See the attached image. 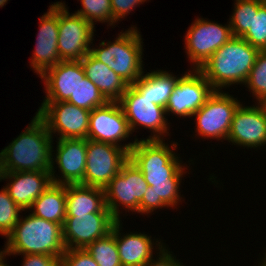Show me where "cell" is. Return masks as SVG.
Segmentation results:
<instances>
[{"mask_svg": "<svg viewBox=\"0 0 266 266\" xmlns=\"http://www.w3.org/2000/svg\"><path fill=\"white\" fill-rule=\"evenodd\" d=\"M170 143L169 146L165 143V139L146 140L144 138L137 140L129 152V159L143 173L149 185L139 203L141 215H150L158 208L175 209L183 201L180 185L188 168L174 152L179 145L178 142Z\"/></svg>", "mask_w": 266, "mask_h": 266, "instance_id": "1", "label": "cell"}, {"mask_svg": "<svg viewBox=\"0 0 266 266\" xmlns=\"http://www.w3.org/2000/svg\"><path fill=\"white\" fill-rule=\"evenodd\" d=\"M53 138L35 115L28 126L0 152V172L50 171Z\"/></svg>", "mask_w": 266, "mask_h": 266, "instance_id": "2", "label": "cell"}, {"mask_svg": "<svg viewBox=\"0 0 266 266\" xmlns=\"http://www.w3.org/2000/svg\"><path fill=\"white\" fill-rule=\"evenodd\" d=\"M259 52L242 37H232L199 70L215 91L244 85Z\"/></svg>", "mask_w": 266, "mask_h": 266, "instance_id": "3", "label": "cell"}, {"mask_svg": "<svg viewBox=\"0 0 266 266\" xmlns=\"http://www.w3.org/2000/svg\"><path fill=\"white\" fill-rule=\"evenodd\" d=\"M20 216L12 232L6 237L8 256L23 254H47L62 258L66 247L62 224L47 221L32 213Z\"/></svg>", "mask_w": 266, "mask_h": 266, "instance_id": "4", "label": "cell"}, {"mask_svg": "<svg viewBox=\"0 0 266 266\" xmlns=\"http://www.w3.org/2000/svg\"><path fill=\"white\" fill-rule=\"evenodd\" d=\"M143 40L134 25L120 32L113 42L101 41L99 47L91 46L90 53L119 75L128 85L134 84L144 74Z\"/></svg>", "mask_w": 266, "mask_h": 266, "instance_id": "5", "label": "cell"}, {"mask_svg": "<svg viewBox=\"0 0 266 266\" xmlns=\"http://www.w3.org/2000/svg\"><path fill=\"white\" fill-rule=\"evenodd\" d=\"M129 123L131 132L140 126L152 132L146 140H163L169 133L171 125L168 123L166 109L152 103V100L142 94L133 86L127 90L118 101ZM139 126V127H138Z\"/></svg>", "mask_w": 266, "mask_h": 266, "instance_id": "6", "label": "cell"}, {"mask_svg": "<svg viewBox=\"0 0 266 266\" xmlns=\"http://www.w3.org/2000/svg\"><path fill=\"white\" fill-rule=\"evenodd\" d=\"M148 186L143 173L128 159L120 172L104 188L106 207L117 220H121V206L126 212L139 213V203Z\"/></svg>", "mask_w": 266, "mask_h": 266, "instance_id": "7", "label": "cell"}, {"mask_svg": "<svg viewBox=\"0 0 266 266\" xmlns=\"http://www.w3.org/2000/svg\"><path fill=\"white\" fill-rule=\"evenodd\" d=\"M65 2L58 1V53L61 61H80L91 49L95 26L72 13Z\"/></svg>", "mask_w": 266, "mask_h": 266, "instance_id": "8", "label": "cell"}, {"mask_svg": "<svg viewBox=\"0 0 266 266\" xmlns=\"http://www.w3.org/2000/svg\"><path fill=\"white\" fill-rule=\"evenodd\" d=\"M241 102L228 92L214 91L205 104L191 117H195V135L217 141H227L234 113Z\"/></svg>", "mask_w": 266, "mask_h": 266, "instance_id": "9", "label": "cell"}, {"mask_svg": "<svg viewBox=\"0 0 266 266\" xmlns=\"http://www.w3.org/2000/svg\"><path fill=\"white\" fill-rule=\"evenodd\" d=\"M222 25L215 21L197 17L184 36V49L190 60L191 69H200L202 65L232 37L229 22Z\"/></svg>", "mask_w": 266, "mask_h": 266, "instance_id": "10", "label": "cell"}, {"mask_svg": "<svg viewBox=\"0 0 266 266\" xmlns=\"http://www.w3.org/2000/svg\"><path fill=\"white\" fill-rule=\"evenodd\" d=\"M90 112L67 101L42 102L36 115L45 123L52 138L56 133L57 140L87 139Z\"/></svg>", "mask_w": 266, "mask_h": 266, "instance_id": "11", "label": "cell"}, {"mask_svg": "<svg viewBox=\"0 0 266 266\" xmlns=\"http://www.w3.org/2000/svg\"><path fill=\"white\" fill-rule=\"evenodd\" d=\"M83 185L104 189L129 159V152L104 142L87 139Z\"/></svg>", "mask_w": 266, "mask_h": 266, "instance_id": "12", "label": "cell"}, {"mask_svg": "<svg viewBox=\"0 0 266 266\" xmlns=\"http://www.w3.org/2000/svg\"><path fill=\"white\" fill-rule=\"evenodd\" d=\"M131 134L133 133L119 102H107L90 112L87 139L110 143L130 152L138 139L134 138L128 144L122 142L128 140Z\"/></svg>", "mask_w": 266, "mask_h": 266, "instance_id": "13", "label": "cell"}, {"mask_svg": "<svg viewBox=\"0 0 266 266\" xmlns=\"http://www.w3.org/2000/svg\"><path fill=\"white\" fill-rule=\"evenodd\" d=\"M214 91L199 69H189L179 77L167 102L166 114L190 118Z\"/></svg>", "mask_w": 266, "mask_h": 266, "instance_id": "14", "label": "cell"}, {"mask_svg": "<svg viewBox=\"0 0 266 266\" xmlns=\"http://www.w3.org/2000/svg\"><path fill=\"white\" fill-rule=\"evenodd\" d=\"M56 142V150H53L52 146L51 156L50 174L52 183L83 185L86 169L87 139H59ZM57 168L60 176L55 173Z\"/></svg>", "mask_w": 266, "mask_h": 266, "instance_id": "15", "label": "cell"}, {"mask_svg": "<svg viewBox=\"0 0 266 266\" xmlns=\"http://www.w3.org/2000/svg\"><path fill=\"white\" fill-rule=\"evenodd\" d=\"M227 141L232 145L260 149L266 145V109L262 103L240 104L231 122Z\"/></svg>", "mask_w": 266, "mask_h": 266, "instance_id": "16", "label": "cell"}, {"mask_svg": "<svg viewBox=\"0 0 266 266\" xmlns=\"http://www.w3.org/2000/svg\"><path fill=\"white\" fill-rule=\"evenodd\" d=\"M116 221L111 213L66 216L62 226L66 249H85L95 240L110 233Z\"/></svg>", "mask_w": 266, "mask_h": 266, "instance_id": "17", "label": "cell"}, {"mask_svg": "<svg viewBox=\"0 0 266 266\" xmlns=\"http://www.w3.org/2000/svg\"><path fill=\"white\" fill-rule=\"evenodd\" d=\"M39 31L30 66L39 77L49 68L56 66L61 60L58 53V2L49 6L39 18Z\"/></svg>", "mask_w": 266, "mask_h": 266, "instance_id": "18", "label": "cell"}, {"mask_svg": "<svg viewBox=\"0 0 266 266\" xmlns=\"http://www.w3.org/2000/svg\"><path fill=\"white\" fill-rule=\"evenodd\" d=\"M6 179L9 183L4 187L23 211L52 184L50 171L0 172V181Z\"/></svg>", "mask_w": 266, "mask_h": 266, "instance_id": "19", "label": "cell"}, {"mask_svg": "<svg viewBox=\"0 0 266 266\" xmlns=\"http://www.w3.org/2000/svg\"><path fill=\"white\" fill-rule=\"evenodd\" d=\"M84 77L80 61H60L40 76L46 94L43 102L67 101Z\"/></svg>", "mask_w": 266, "mask_h": 266, "instance_id": "20", "label": "cell"}, {"mask_svg": "<svg viewBox=\"0 0 266 266\" xmlns=\"http://www.w3.org/2000/svg\"><path fill=\"white\" fill-rule=\"evenodd\" d=\"M122 228V221L117 220L116 245L122 266H144L154 257L153 250L159 251L164 246L163 242L158 239L155 241L151 235L145 233L130 232L123 235L120 233Z\"/></svg>", "mask_w": 266, "mask_h": 266, "instance_id": "21", "label": "cell"}, {"mask_svg": "<svg viewBox=\"0 0 266 266\" xmlns=\"http://www.w3.org/2000/svg\"><path fill=\"white\" fill-rule=\"evenodd\" d=\"M85 76L92 81L108 102H118L129 86L107 65L90 52L80 60Z\"/></svg>", "mask_w": 266, "mask_h": 266, "instance_id": "22", "label": "cell"}, {"mask_svg": "<svg viewBox=\"0 0 266 266\" xmlns=\"http://www.w3.org/2000/svg\"><path fill=\"white\" fill-rule=\"evenodd\" d=\"M89 213H111L106 207L104 189L82 184L66 185V216Z\"/></svg>", "mask_w": 266, "mask_h": 266, "instance_id": "23", "label": "cell"}, {"mask_svg": "<svg viewBox=\"0 0 266 266\" xmlns=\"http://www.w3.org/2000/svg\"><path fill=\"white\" fill-rule=\"evenodd\" d=\"M179 77L164 70H154L143 74L132 84L142 96H147L152 103L166 108L169 97Z\"/></svg>", "mask_w": 266, "mask_h": 266, "instance_id": "24", "label": "cell"}, {"mask_svg": "<svg viewBox=\"0 0 266 266\" xmlns=\"http://www.w3.org/2000/svg\"><path fill=\"white\" fill-rule=\"evenodd\" d=\"M28 210L39 218L63 225L66 217V185L52 183Z\"/></svg>", "mask_w": 266, "mask_h": 266, "instance_id": "25", "label": "cell"}, {"mask_svg": "<svg viewBox=\"0 0 266 266\" xmlns=\"http://www.w3.org/2000/svg\"><path fill=\"white\" fill-rule=\"evenodd\" d=\"M85 249L99 266H122L116 245V222L110 233L95 240Z\"/></svg>", "mask_w": 266, "mask_h": 266, "instance_id": "26", "label": "cell"}, {"mask_svg": "<svg viewBox=\"0 0 266 266\" xmlns=\"http://www.w3.org/2000/svg\"><path fill=\"white\" fill-rule=\"evenodd\" d=\"M262 0H235L229 24L233 37H243L252 25L253 12H257Z\"/></svg>", "mask_w": 266, "mask_h": 266, "instance_id": "27", "label": "cell"}, {"mask_svg": "<svg viewBox=\"0 0 266 266\" xmlns=\"http://www.w3.org/2000/svg\"><path fill=\"white\" fill-rule=\"evenodd\" d=\"M77 107L92 111L94 108L104 106L108 101L101 94L98 87L86 76L78 83V86L67 100Z\"/></svg>", "mask_w": 266, "mask_h": 266, "instance_id": "28", "label": "cell"}, {"mask_svg": "<svg viewBox=\"0 0 266 266\" xmlns=\"http://www.w3.org/2000/svg\"><path fill=\"white\" fill-rule=\"evenodd\" d=\"M244 85L254 99L256 98L257 103H263L266 100V50L257 54L255 64Z\"/></svg>", "mask_w": 266, "mask_h": 266, "instance_id": "29", "label": "cell"}, {"mask_svg": "<svg viewBox=\"0 0 266 266\" xmlns=\"http://www.w3.org/2000/svg\"><path fill=\"white\" fill-rule=\"evenodd\" d=\"M82 8L75 13L93 26L97 22L108 23L112 27L111 0H80ZM96 22V23H95Z\"/></svg>", "mask_w": 266, "mask_h": 266, "instance_id": "30", "label": "cell"}, {"mask_svg": "<svg viewBox=\"0 0 266 266\" xmlns=\"http://www.w3.org/2000/svg\"><path fill=\"white\" fill-rule=\"evenodd\" d=\"M22 211L3 186L0 190V235L7 237L12 232Z\"/></svg>", "mask_w": 266, "mask_h": 266, "instance_id": "31", "label": "cell"}, {"mask_svg": "<svg viewBox=\"0 0 266 266\" xmlns=\"http://www.w3.org/2000/svg\"><path fill=\"white\" fill-rule=\"evenodd\" d=\"M242 38L260 51L266 50V7L263 4L253 12L252 25Z\"/></svg>", "mask_w": 266, "mask_h": 266, "instance_id": "32", "label": "cell"}, {"mask_svg": "<svg viewBox=\"0 0 266 266\" xmlns=\"http://www.w3.org/2000/svg\"><path fill=\"white\" fill-rule=\"evenodd\" d=\"M60 266H99L86 249H66Z\"/></svg>", "mask_w": 266, "mask_h": 266, "instance_id": "33", "label": "cell"}, {"mask_svg": "<svg viewBox=\"0 0 266 266\" xmlns=\"http://www.w3.org/2000/svg\"><path fill=\"white\" fill-rule=\"evenodd\" d=\"M146 1L148 0H111L112 26L114 27L116 25L115 23L122 21V18H125L131 11L136 9L135 7H138Z\"/></svg>", "mask_w": 266, "mask_h": 266, "instance_id": "34", "label": "cell"}, {"mask_svg": "<svg viewBox=\"0 0 266 266\" xmlns=\"http://www.w3.org/2000/svg\"><path fill=\"white\" fill-rule=\"evenodd\" d=\"M22 266H60V258L47 254H23Z\"/></svg>", "mask_w": 266, "mask_h": 266, "instance_id": "35", "label": "cell"}, {"mask_svg": "<svg viewBox=\"0 0 266 266\" xmlns=\"http://www.w3.org/2000/svg\"><path fill=\"white\" fill-rule=\"evenodd\" d=\"M157 253V258L153 257L144 265V266H182L183 263L179 262V260L176 259V256L174 254H171L172 252L169 251L168 247L164 245L162 249L159 250ZM175 256V258H174ZM156 258V260H155Z\"/></svg>", "mask_w": 266, "mask_h": 266, "instance_id": "36", "label": "cell"}, {"mask_svg": "<svg viewBox=\"0 0 266 266\" xmlns=\"http://www.w3.org/2000/svg\"><path fill=\"white\" fill-rule=\"evenodd\" d=\"M8 255H7V253L0 259V266H9V265H7V263H6V261H5V259H6V257H7Z\"/></svg>", "mask_w": 266, "mask_h": 266, "instance_id": "37", "label": "cell"}, {"mask_svg": "<svg viewBox=\"0 0 266 266\" xmlns=\"http://www.w3.org/2000/svg\"><path fill=\"white\" fill-rule=\"evenodd\" d=\"M263 254H264V257H262L263 259H260L261 261L259 262L260 266H266V253H263Z\"/></svg>", "mask_w": 266, "mask_h": 266, "instance_id": "38", "label": "cell"}, {"mask_svg": "<svg viewBox=\"0 0 266 266\" xmlns=\"http://www.w3.org/2000/svg\"><path fill=\"white\" fill-rule=\"evenodd\" d=\"M7 2H8V0H0V8H2L4 5H6Z\"/></svg>", "mask_w": 266, "mask_h": 266, "instance_id": "39", "label": "cell"}, {"mask_svg": "<svg viewBox=\"0 0 266 266\" xmlns=\"http://www.w3.org/2000/svg\"><path fill=\"white\" fill-rule=\"evenodd\" d=\"M6 254L5 247L3 250H0V259Z\"/></svg>", "mask_w": 266, "mask_h": 266, "instance_id": "40", "label": "cell"}, {"mask_svg": "<svg viewBox=\"0 0 266 266\" xmlns=\"http://www.w3.org/2000/svg\"><path fill=\"white\" fill-rule=\"evenodd\" d=\"M262 4L266 7V0H262Z\"/></svg>", "mask_w": 266, "mask_h": 266, "instance_id": "41", "label": "cell"}, {"mask_svg": "<svg viewBox=\"0 0 266 266\" xmlns=\"http://www.w3.org/2000/svg\"><path fill=\"white\" fill-rule=\"evenodd\" d=\"M262 104L264 105V107L266 109V100Z\"/></svg>", "mask_w": 266, "mask_h": 266, "instance_id": "42", "label": "cell"}]
</instances>
